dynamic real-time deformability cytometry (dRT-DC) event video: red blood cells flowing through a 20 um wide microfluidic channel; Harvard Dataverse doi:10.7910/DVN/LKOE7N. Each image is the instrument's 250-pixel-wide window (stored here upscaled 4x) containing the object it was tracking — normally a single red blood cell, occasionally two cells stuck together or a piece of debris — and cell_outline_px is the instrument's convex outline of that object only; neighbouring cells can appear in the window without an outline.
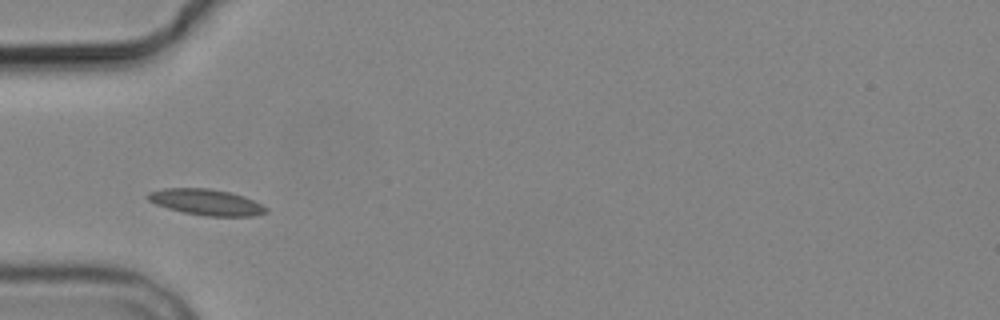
{"species": "common noctule bat (a hibernating species)", "species_latin": "Nyctalus noctula", "temperature_condition": "cold", "stored_images_in_passage": 6, "camera_frame_rate_fps": 3000, "um_per_image_px": 0.085, "animal": {"sex": "male", "body_mass_g": 19.2, "forearm_length_mm": 51.8}, "frame": {"image": 1, "passage_image": 1, "time_ms": 0.0, "image_size_px": [1000, 320], "cell_outline_px": [[268, 212], [256, 216], [204, 216], [184, 212], [168, 208], [156, 204], [148, 200], [144, 196], [148, 192], [164, 188], [208, 188], [228, 192], [244, 196], [268, 208]], "centroid_in_image_um": [17.51, 17.18], "position_along_channel_um": 67.5, "area_um2": 17.92}}
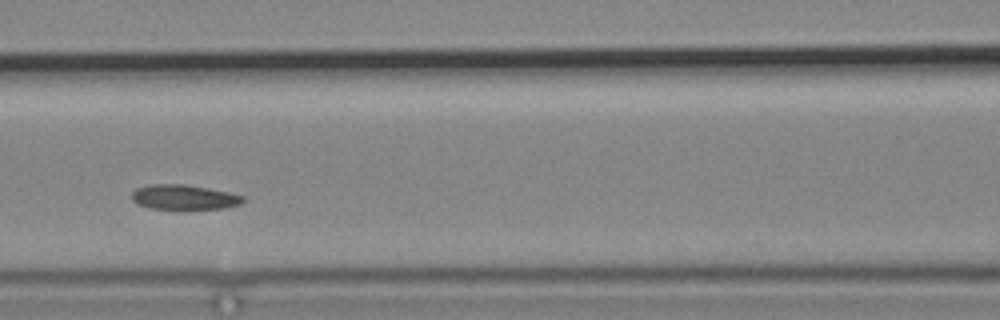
{"frame": {"image": 2, "passage_image": 3, "time_ms": 2.333, "image_size_px": [1000, 320], "cell_outline_px": [[244, 200], [240, 204], [224, 208], [148, 208], [136, 204], [132, 200], [132, 192], [136, 188], [152, 184], [184, 184], [208, 188], [228, 192], [244, 196]], "centroid_in_image_um": [15.61, 16.75], "position_along_channel_um": 151.0, "area_um2": 15.9}}
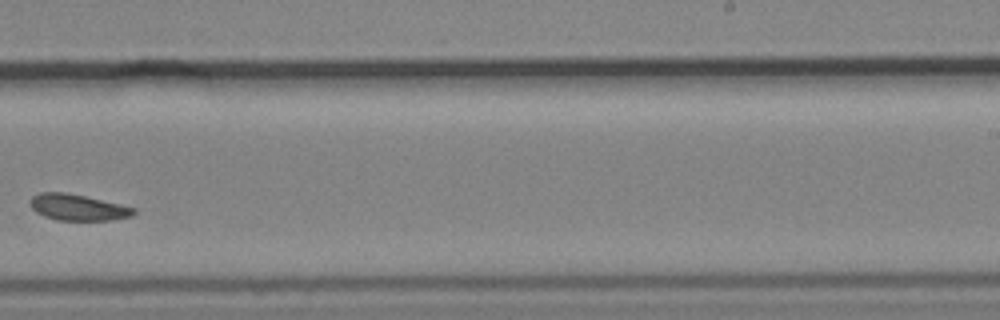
{"frame": {"image": 3, "passage_image": 6, "time_ms": 6.0, "image_size_px": [1000, 320], "cell_outline_px": [[136, 212], [132, 216], [112, 220], [56, 220], [44, 216], [36, 212], [32, 208], [28, 200], [32, 196], [40, 192], [64, 192], [84, 196], [120, 204], [136, 208]], "centroid_in_image_um": [6.59, 17.63], "position_along_channel_um": 282.4, "area_um2": 15.84}}